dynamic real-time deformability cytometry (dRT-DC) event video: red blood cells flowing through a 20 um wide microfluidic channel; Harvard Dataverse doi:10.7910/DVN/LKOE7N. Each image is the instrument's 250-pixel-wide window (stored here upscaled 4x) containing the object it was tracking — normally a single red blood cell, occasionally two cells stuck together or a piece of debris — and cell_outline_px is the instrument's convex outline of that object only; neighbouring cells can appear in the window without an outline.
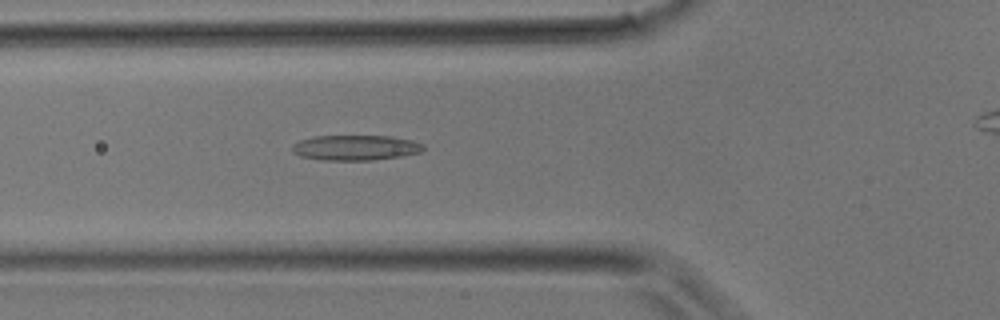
{"species": "common noctule bat (a hibernating species)", "species_latin": "Nyctalus noctula", "temperature_condition": "room temperature", "stored_images_in_passage": 33, "camera_frame_rate_fps": 3000, "um_per_image_px": 0.085, "animal": {"sex": "male", "body_mass_g": 17.9}, "frame": {"image": 1, "passage_image": 13, "time_ms": 4.0, "image_size_px": [1000, 320], "cell_outline_px": [[424, 148], [420, 152], [400, 156], [372, 160], [320, 160], [300, 156], [292, 152], [292, 144], [300, 140], [312, 136], [392, 136], [412, 140], [424, 144]], "centroid_in_image_um": [30.19, 12.55], "position_along_channel_um": 95.6, "area_um2": 19.36}}
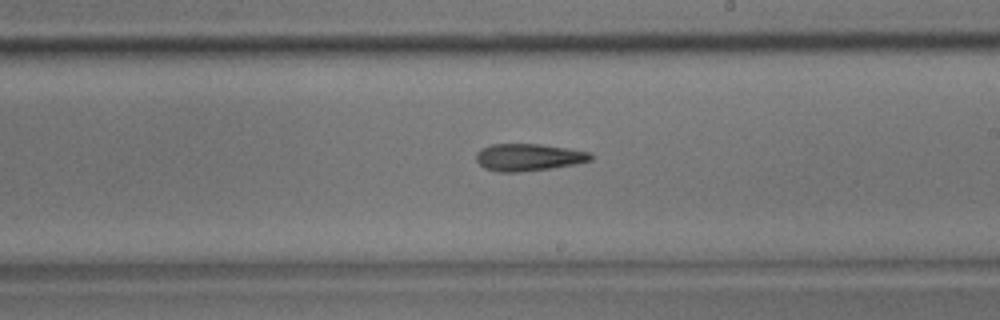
{"frame": {"image": 2, "passage_image": 21, "time_ms": 6.667, "image_size_px": [1000, 320], "cell_outline_px": [[592, 160], [576, 164], [520, 172], [496, 172], [484, 168], [476, 160], [476, 152], [480, 148], [492, 144], [540, 144], [568, 148], [592, 152]], "centroid_in_image_um": [44.91, 13.36], "position_along_channel_um": 244.1, "area_um2": 18.26}}
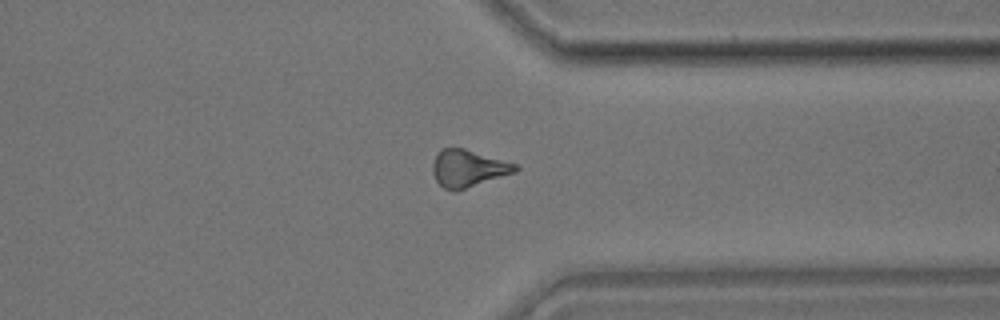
{"frame": {"image": 3, "passage_image": 28, "time_ms": 9.0, "image_size_px": [1000, 320], "cell_outline_px": [[520, 168], [516, 172], [452, 192], [444, 188], [436, 180], [432, 172], [432, 164], [436, 156], [444, 148], [464, 148], [516, 164]], "centroid_in_image_um": [39.78, 14.31], "position_along_channel_um": 371.6, "area_um2": 17.57}}